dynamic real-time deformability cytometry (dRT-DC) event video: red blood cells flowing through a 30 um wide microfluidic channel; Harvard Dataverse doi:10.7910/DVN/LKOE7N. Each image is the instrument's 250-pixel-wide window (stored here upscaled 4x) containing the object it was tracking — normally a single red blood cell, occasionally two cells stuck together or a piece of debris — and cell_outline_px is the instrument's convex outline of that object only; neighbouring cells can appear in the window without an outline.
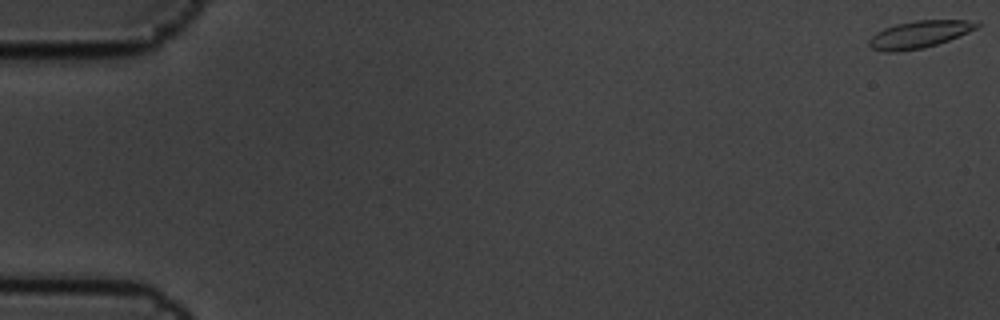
{"species": "common noctule bat (a hibernating species)", "species_latin": "Nyctalus noctula", "temperature_condition": "cold", "stored_images_in_passage": 7, "camera_frame_rate_fps": 3000, "um_per_image_px": 0.085, "animal": {"sex": "male", "body_mass_g": 19.5, "forearm_length_mm": 54.6}, "frame": {"image": 1, "passage_image": 1, "time_ms": 0.0, "image_size_px": [1000, 320], "cell_outline_px": [[984, 24], [968, 32], [948, 40], [924, 48], [896, 52], [884, 52], [872, 48], [868, 44], [868, 40], [876, 32], [884, 28], [896, 24], [916, 20], [980, 20]], "centroid_in_image_um": [78.17, 2.91], "position_along_channel_um": 6.8, "area_um2": 17.22}}